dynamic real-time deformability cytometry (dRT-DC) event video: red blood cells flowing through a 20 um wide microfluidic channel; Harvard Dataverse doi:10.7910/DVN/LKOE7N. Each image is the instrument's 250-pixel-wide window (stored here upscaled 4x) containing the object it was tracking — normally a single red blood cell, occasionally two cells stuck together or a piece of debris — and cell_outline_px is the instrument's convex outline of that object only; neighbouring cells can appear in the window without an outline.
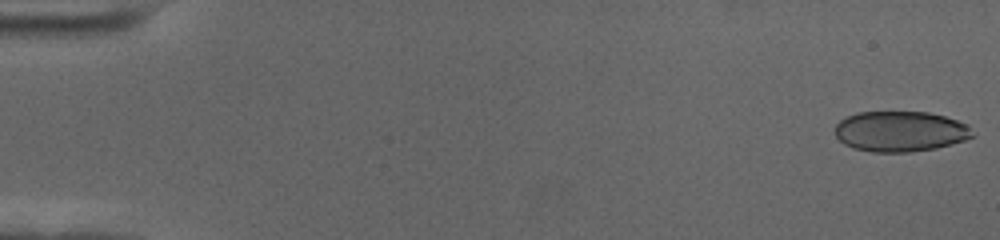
{"species": "human", "species_latin": "Homo sapiens", "temperature_condition": "cold", "stored_images_in_passage": 57, "camera_frame_rate_fps": 3000, "um_per_image_px": 0.085, "donor": {"sex": "female"}, "frame": {"image": 1, "passage_image": 1, "time_ms": 0.0, "image_size_px": [1000, 240], "cell_outline_px": [[976, 136], [952, 144], [936, 148], [908, 152], [872, 152], [852, 148], [844, 144], [836, 136], [836, 124], [840, 120], [856, 112], [928, 112], [944, 116], [968, 124], [976, 132]], "centroid_in_image_um": [76.56, 11.17], "position_along_channel_um": 8.4, "area_um2": 32.66}}
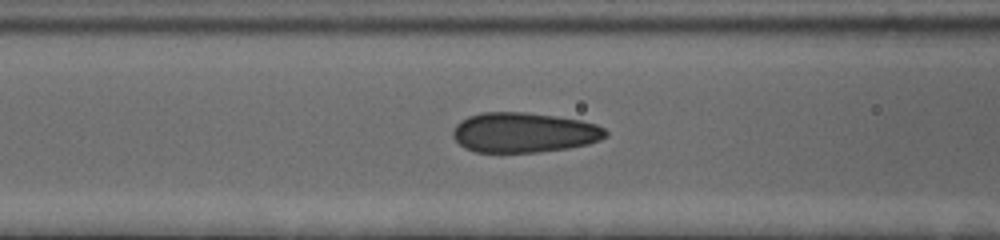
{"frame": {"image": 2, "passage_image": 24, "time_ms": 7.667, "image_size_px": [1000, 240], "cell_outline_px": [[608, 136], [600, 140], [588, 144], [568, 148], [536, 152], [476, 152], [464, 148], [452, 136], [452, 132], [456, 124], [460, 120], [468, 116], [480, 112], [524, 112], [556, 116], [580, 120], [596, 124], [604, 128], [608, 132]], "centroid_in_image_um": [44.53, 11.26], "position_along_channel_um": 122.1, "area_um2": 35.78}}
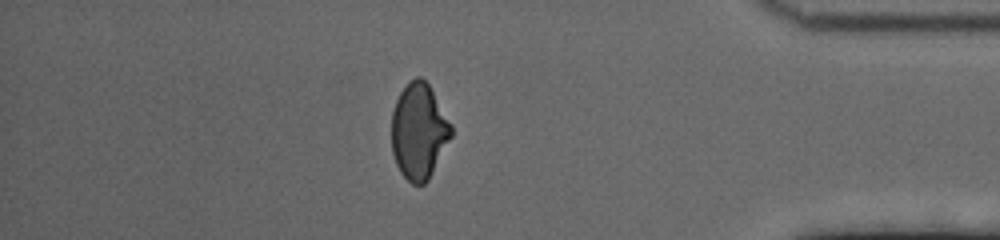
{"frame": {"image": 3, "passage_image": 50, "time_ms": 16.333, "image_size_px": [1000, 240], "cell_outline_px": [[452, 136], [428, 180], [424, 184], [412, 184], [400, 172], [396, 164], [392, 152], [392, 112], [396, 100], [400, 92], [416, 76], [420, 76], [428, 84], [452, 124]], "centroid_in_image_um": [35.6, 11.17], "position_along_channel_um": 399.6, "area_um2": 33.06}, "authors_computed_cell_mechanics": {"area_um2": 34.9112, "velocity_mm_per_s": 3.5539, "shape_relaxation_time_tau1_ms": 6.3635, "shape_relaxation_time_tau2_ms": 0.8825, "deformation_change_tau1": 0.1447, "deformation_change_tau2": 0.0548}}